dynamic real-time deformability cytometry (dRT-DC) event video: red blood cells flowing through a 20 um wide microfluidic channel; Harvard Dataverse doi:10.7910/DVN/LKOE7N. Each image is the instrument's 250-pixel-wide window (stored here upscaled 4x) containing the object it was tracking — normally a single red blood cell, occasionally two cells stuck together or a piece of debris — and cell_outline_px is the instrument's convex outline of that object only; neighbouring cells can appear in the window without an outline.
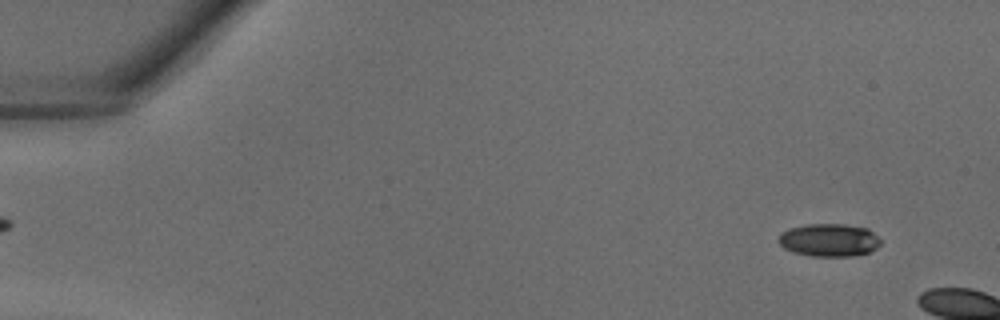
{"species": "common noctule bat (a hibernating species)", "species_latin": "Nyctalus noctula", "temperature_condition": "warm", "stored_images_in_passage": 8, "camera_frame_rate_fps": 3000, "um_per_image_px": 0.085, "animal": {"sex": "male", "body_mass_g": 18.8}, "frame": {"image": 1, "passage_image": 3, "time_ms": 0.667, "image_size_px": [1000, 320], "cell_outline_px": [[880, 244], [876, 248], [868, 252], [852, 256], [812, 256], [792, 252], [784, 248], [776, 240], [780, 232], [788, 228], [808, 224], [844, 224], [868, 228], [880, 240]], "centroid_in_image_um": [70.42, 20.4], "position_along_channel_um": 14.6, "area_um2": 19.65}}